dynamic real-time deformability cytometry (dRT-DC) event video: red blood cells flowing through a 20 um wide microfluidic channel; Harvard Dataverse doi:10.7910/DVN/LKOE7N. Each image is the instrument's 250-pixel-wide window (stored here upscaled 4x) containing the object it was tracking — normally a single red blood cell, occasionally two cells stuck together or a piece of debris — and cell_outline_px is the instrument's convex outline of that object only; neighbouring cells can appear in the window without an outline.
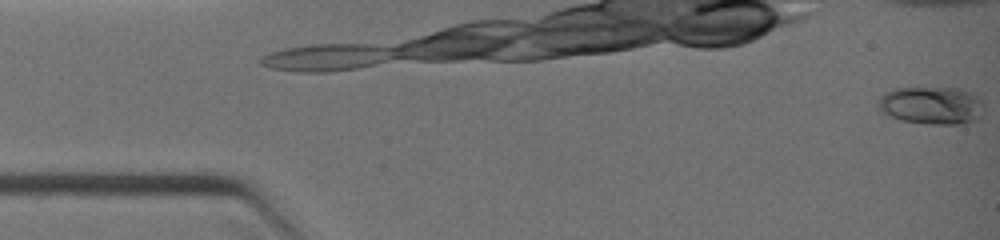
{"species": "common noctule bat (a hibernating species)", "species_latin": "Nyctalus noctula", "temperature_condition": "warm", "stored_images_in_passage": 21, "camera_frame_rate_fps": 3000, "um_per_image_px": 0.085, "animal": {"sex": "female", "body_mass_g": 19.0, "forearm_length_mm": 51.5}, "frame": {"image": 1, "passage_image": 1, "time_ms": 0.0, "image_size_px": [1000, 240], "cell_outline_px": [[984, 104], [980, 116], [976, 120], [960, 124], [928, 124], [900, 120], [880, 112], [876, 104], [880, 96], [884, 92], [892, 88], [956, 88], [968, 92], [976, 96]], "centroid_in_image_um": [79.11, 8.96], "position_along_channel_um": 5.9, "area_um2": 23.41}}